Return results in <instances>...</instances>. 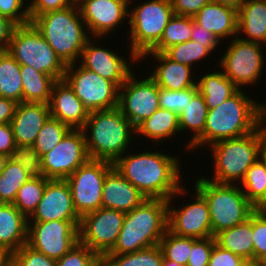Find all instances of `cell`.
<instances>
[{
  "mask_svg": "<svg viewBox=\"0 0 266 266\" xmlns=\"http://www.w3.org/2000/svg\"><path fill=\"white\" fill-rule=\"evenodd\" d=\"M122 155L114 163L113 167L134 187H136L146 199H170L178 192L182 183L181 160L176 156L163 152H137ZM181 183V184H180Z\"/></svg>",
  "mask_w": 266,
  "mask_h": 266,
  "instance_id": "cell-1",
  "label": "cell"
},
{
  "mask_svg": "<svg viewBox=\"0 0 266 266\" xmlns=\"http://www.w3.org/2000/svg\"><path fill=\"white\" fill-rule=\"evenodd\" d=\"M243 91L239 89L219 106L208 110L204 131L190 145V150L245 136L266 120V103L259 104Z\"/></svg>",
  "mask_w": 266,
  "mask_h": 266,
  "instance_id": "cell-2",
  "label": "cell"
},
{
  "mask_svg": "<svg viewBox=\"0 0 266 266\" xmlns=\"http://www.w3.org/2000/svg\"><path fill=\"white\" fill-rule=\"evenodd\" d=\"M82 131L89 158L114 163L130 151L136 127L115 107L90 112Z\"/></svg>",
  "mask_w": 266,
  "mask_h": 266,
  "instance_id": "cell-3",
  "label": "cell"
},
{
  "mask_svg": "<svg viewBox=\"0 0 266 266\" xmlns=\"http://www.w3.org/2000/svg\"><path fill=\"white\" fill-rule=\"evenodd\" d=\"M167 219L168 200H144L125 213L117 242L107 254L121 255L158 245L168 229Z\"/></svg>",
  "mask_w": 266,
  "mask_h": 266,
  "instance_id": "cell-4",
  "label": "cell"
},
{
  "mask_svg": "<svg viewBox=\"0 0 266 266\" xmlns=\"http://www.w3.org/2000/svg\"><path fill=\"white\" fill-rule=\"evenodd\" d=\"M30 22L66 66L79 63L82 50L90 38L79 8L71 5L49 11Z\"/></svg>",
  "mask_w": 266,
  "mask_h": 266,
  "instance_id": "cell-5",
  "label": "cell"
},
{
  "mask_svg": "<svg viewBox=\"0 0 266 266\" xmlns=\"http://www.w3.org/2000/svg\"><path fill=\"white\" fill-rule=\"evenodd\" d=\"M266 120L252 133L239 138L218 141L211 147L213 174L211 180L221 184L238 185L246 171L260 158L266 146ZM236 182V183H235Z\"/></svg>",
  "mask_w": 266,
  "mask_h": 266,
  "instance_id": "cell-6",
  "label": "cell"
},
{
  "mask_svg": "<svg viewBox=\"0 0 266 266\" xmlns=\"http://www.w3.org/2000/svg\"><path fill=\"white\" fill-rule=\"evenodd\" d=\"M202 176V177H201ZM195 189L205 198L211 219L212 237L219 232L245 222L256 208L249 202L238 184H221L207 180L202 174Z\"/></svg>",
  "mask_w": 266,
  "mask_h": 266,
  "instance_id": "cell-7",
  "label": "cell"
},
{
  "mask_svg": "<svg viewBox=\"0 0 266 266\" xmlns=\"http://www.w3.org/2000/svg\"><path fill=\"white\" fill-rule=\"evenodd\" d=\"M130 56L133 61L150 51L161 39L174 12L170 0H146L129 8Z\"/></svg>",
  "mask_w": 266,
  "mask_h": 266,
  "instance_id": "cell-8",
  "label": "cell"
},
{
  "mask_svg": "<svg viewBox=\"0 0 266 266\" xmlns=\"http://www.w3.org/2000/svg\"><path fill=\"white\" fill-rule=\"evenodd\" d=\"M7 51L17 62L32 66L37 72L56 80L64 77L66 65L31 22L16 26Z\"/></svg>",
  "mask_w": 266,
  "mask_h": 266,
  "instance_id": "cell-9",
  "label": "cell"
},
{
  "mask_svg": "<svg viewBox=\"0 0 266 266\" xmlns=\"http://www.w3.org/2000/svg\"><path fill=\"white\" fill-rule=\"evenodd\" d=\"M230 42L218 67L239 89L258 83L262 71H265V55L262 50L265 44L242 40L239 36Z\"/></svg>",
  "mask_w": 266,
  "mask_h": 266,
  "instance_id": "cell-10",
  "label": "cell"
},
{
  "mask_svg": "<svg viewBox=\"0 0 266 266\" xmlns=\"http://www.w3.org/2000/svg\"><path fill=\"white\" fill-rule=\"evenodd\" d=\"M66 66L63 79L73 89L87 111L107 110L118 106L119 87L112 81L84 68L80 63ZM78 67V68H77Z\"/></svg>",
  "mask_w": 266,
  "mask_h": 266,
  "instance_id": "cell-11",
  "label": "cell"
},
{
  "mask_svg": "<svg viewBox=\"0 0 266 266\" xmlns=\"http://www.w3.org/2000/svg\"><path fill=\"white\" fill-rule=\"evenodd\" d=\"M80 220L28 221L27 245L59 260L79 243Z\"/></svg>",
  "mask_w": 266,
  "mask_h": 266,
  "instance_id": "cell-12",
  "label": "cell"
},
{
  "mask_svg": "<svg viewBox=\"0 0 266 266\" xmlns=\"http://www.w3.org/2000/svg\"><path fill=\"white\" fill-rule=\"evenodd\" d=\"M113 168L109 161L89 159L66 179L80 217L102 207L104 180Z\"/></svg>",
  "mask_w": 266,
  "mask_h": 266,
  "instance_id": "cell-13",
  "label": "cell"
},
{
  "mask_svg": "<svg viewBox=\"0 0 266 266\" xmlns=\"http://www.w3.org/2000/svg\"><path fill=\"white\" fill-rule=\"evenodd\" d=\"M124 217V212L103 207L83 215L79 224V242L102 258L115 246Z\"/></svg>",
  "mask_w": 266,
  "mask_h": 266,
  "instance_id": "cell-14",
  "label": "cell"
},
{
  "mask_svg": "<svg viewBox=\"0 0 266 266\" xmlns=\"http://www.w3.org/2000/svg\"><path fill=\"white\" fill-rule=\"evenodd\" d=\"M196 191L194 201L184 204L182 207H173L171 203L174 197L188 194L184 187H180L178 192L168 199V230L176 235L188 238H209L212 237L211 219L208 206L204 196ZM196 195V196H195ZM191 203V204H190Z\"/></svg>",
  "mask_w": 266,
  "mask_h": 266,
  "instance_id": "cell-15",
  "label": "cell"
},
{
  "mask_svg": "<svg viewBox=\"0 0 266 266\" xmlns=\"http://www.w3.org/2000/svg\"><path fill=\"white\" fill-rule=\"evenodd\" d=\"M144 78L133 73L119 88L117 107L135 127L160 108V87L150 76Z\"/></svg>",
  "mask_w": 266,
  "mask_h": 266,
  "instance_id": "cell-16",
  "label": "cell"
},
{
  "mask_svg": "<svg viewBox=\"0 0 266 266\" xmlns=\"http://www.w3.org/2000/svg\"><path fill=\"white\" fill-rule=\"evenodd\" d=\"M42 159L45 178L66 180L90 159L82 129H71Z\"/></svg>",
  "mask_w": 266,
  "mask_h": 266,
  "instance_id": "cell-17",
  "label": "cell"
},
{
  "mask_svg": "<svg viewBox=\"0 0 266 266\" xmlns=\"http://www.w3.org/2000/svg\"><path fill=\"white\" fill-rule=\"evenodd\" d=\"M129 8L120 0H88L79 10L89 36L91 34L99 42V38L114 33L123 21L129 22Z\"/></svg>",
  "mask_w": 266,
  "mask_h": 266,
  "instance_id": "cell-18",
  "label": "cell"
},
{
  "mask_svg": "<svg viewBox=\"0 0 266 266\" xmlns=\"http://www.w3.org/2000/svg\"><path fill=\"white\" fill-rule=\"evenodd\" d=\"M92 40V41H91ZM95 37L90 36L87 40L79 61L84 68H87L101 77L114 82L119 88L133 74L132 65L123 56L104 48L98 44ZM94 43V44H93ZM124 58V59H123ZM130 63V64H129Z\"/></svg>",
  "mask_w": 266,
  "mask_h": 266,
  "instance_id": "cell-19",
  "label": "cell"
},
{
  "mask_svg": "<svg viewBox=\"0 0 266 266\" xmlns=\"http://www.w3.org/2000/svg\"><path fill=\"white\" fill-rule=\"evenodd\" d=\"M81 220L75 210L70 186L66 180L49 179L28 221Z\"/></svg>",
  "mask_w": 266,
  "mask_h": 266,
  "instance_id": "cell-20",
  "label": "cell"
},
{
  "mask_svg": "<svg viewBox=\"0 0 266 266\" xmlns=\"http://www.w3.org/2000/svg\"><path fill=\"white\" fill-rule=\"evenodd\" d=\"M48 105L50 116L71 129H82L89 117V112L64 79L54 83Z\"/></svg>",
  "mask_w": 266,
  "mask_h": 266,
  "instance_id": "cell-21",
  "label": "cell"
},
{
  "mask_svg": "<svg viewBox=\"0 0 266 266\" xmlns=\"http://www.w3.org/2000/svg\"><path fill=\"white\" fill-rule=\"evenodd\" d=\"M50 117L49 105L45 103L20 102L11 120L16 145H30L36 141L43 124Z\"/></svg>",
  "mask_w": 266,
  "mask_h": 266,
  "instance_id": "cell-22",
  "label": "cell"
},
{
  "mask_svg": "<svg viewBox=\"0 0 266 266\" xmlns=\"http://www.w3.org/2000/svg\"><path fill=\"white\" fill-rule=\"evenodd\" d=\"M148 56L153 57L158 64L153 72L150 71L149 76L160 88L181 91L197 87V79L192 77V67L171 60L164 52H146L140 60Z\"/></svg>",
  "mask_w": 266,
  "mask_h": 266,
  "instance_id": "cell-23",
  "label": "cell"
},
{
  "mask_svg": "<svg viewBox=\"0 0 266 266\" xmlns=\"http://www.w3.org/2000/svg\"><path fill=\"white\" fill-rule=\"evenodd\" d=\"M146 197L114 168L106 175L102 191V207L130 212Z\"/></svg>",
  "mask_w": 266,
  "mask_h": 266,
  "instance_id": "cell-24",
  "label": "cell"
},
{
  "mask_svg": "<svg viewBox=\"0 0 266 266\" xmlns=\"http://www.w3.org/2000/svg\"><path fill=\"white\" fill-rule=\"evenodd\" d=\"M194 20L222 40L238 36L237 11L210 1L193 16Z\"/></svg>",
  "mask_w": 266,
  "mask_h": 266,
  "instance_id": "cell-25",
  "label": "cell"
},
{
  "mask_svg": "<svg viewBox=\"0 0 266 266\" xmlns=\"http://www.w3.org/2000/svg\"><path fill=\"white\" fill-rule=\"evenodd\" d=\"M28 219L12 204L0 203V246L8 253L27 244Z\"/></svg>",
  "mask_w": 266,
  "mask_h": 266,
  "instance_id": "cell-26",
  "label": "cell"
},
{
  "mask_svg": "<svg viewBox=\"0 0 266 266\" xmlns=\"http://www.w3.org/2000/svg\"><path fill=\"white\" fill-rule=\"evenodd\" d=\"M238 36L242 40L266 45V0H245L237 12Z\"/></svg>",
  "mask_w": 266,
  "mask_h": 266,
  "instance_id": "cell-27",
  "label": "cell"
},
{
  "mask_svg": "<svg viewBox=\"0 0 266 266\" xmlns=\"http://www.w3.org/2000/svg\"><path fill=\"white\" fill-rule=\"evenodd\" d=\"M214 237L220 247L242 257L247 262L253 261L252 214L245 222L225 229Z\"/></svg>",
  "mask_w": 266,
  "mask_h": 266,
  "instance_id": "cell-28",
  "label": "cell"
},
{
  "mask_svg": "<svg viewBox=\"0 0 266 266\" xmlns=\"http://www.w3.org/2000/svg\"><path fill=\"white\" fill-rule=\"evenodd\" d=\"M136 133V136L143 135L151 141L155 140L156 145L161 144L165 139L180 133L179 117L174 112L159 108L136 127Z\"/></svg>",
  "mask_w": 266,
  "mask_h": 266,
  "instance_id": "cell-29",
  "label": "cell"
},
{
  "mask_svg": "<svg viewBox=\"0 0 266 266\" xmlns=\"http://www.w3.org/2000/svg\"><path fill=\"white\" fill-rule=\"evenodd\" d=\"M197 78L198 90L204 97L208 110L219 106L239 90L220 70L216 72L213 70L210 73L202 74L200 79L198 76Z\"/></svg>",
  "mask_w": 266,
  "mask_h": 266,
  "instance_id": "cell-30",
  "label": "cell"
},
{
  "mask_svg": "<svg viewBox=\"0 0 266 266\" xmlns=\"http://www.w3.org/2000/svg\"><path fill=\"white\" fill-rule=\"evenodd\" d=\"M23 102L48 104L53 85L57 81L54 77L37 72L32 66L20 64Z\"/></svg>",
  "mask_w": 266,
  "mask_h": 266,
  "instance_id": "cell-31",
  "label": "cell"
},
{
  "mask_svg": "<svg viewBox=\"0 0 266 266\" xmlns=\"http://www.w3.org/2000/svg\"><path fill=\"white\" fill-rule=\"evenodd\" d=\"M208 114V107L205 99L198 91L190 103H187L183 111L178 115L180 132H191L192 136L187 142L186 149L190 151V145L203 133L206 118ZM185 130V131H184Z\"/></svg>",
  "mask_w": 266,
  "mask_h": 266,
  "instance_id": "cell-32",
  "label": "cell"
},
{
  "mask_svg": "<svg viewBox=\"0 0 266 266\" xmlns=\"http://www.w3.org/2000/svg\"><path fill=\"white\" fill-rule=\"evenodd\" d=\"M0 97L23 102L20 63L8 51L0 54Z\"/></svg>",
  "mask_w": 266,
  "mask_h": 266,
  "instance_id": "cell-33",
  "label": "cell"
},
{
  "mask_svg": "<svg viewBox=\"0 0 266 266\" xmlns=\"http://www.w3.org/2000/svg\"><path fill=\"white\" fill-rule=\"evenodd\" d=\"M239 185L242 187L243 194L256 209L266 210V169L261 158L246 171Z\"/></svg>",
  "mask_w": 266,
  "mask_h": 266,
  "instance_id": "cell-34",
  "label": "cell"
},
{
  "mask_svg": "<svg viewBox=\"0 0 266 266\" xmlns=\"http://www.w3.org/2000/svg\"><path fill=\"white\" fill-rule=\"evenodd\" d=\"M163 253L158 245L126 254H105L102 266H162Z\"/></svg>",
  "mask_w": 266,
  "mask_h": 266,
  "instance_id": "cell-35",
  "label": "cell"
},
{
  "mask_svg": "<svg viewBox=\"0 0 266 266\" xmlns=\"http://www.w3.org/2000/svg\"><path fill=\"white\" fill-rule=\"evenodd\" d=\"M194 18L173 15L164 29L160 41L148 52H165L168 48L191 40Z\"/></svg>",
  "mask_w": 266,
  "mask_h": 266,
  "instance_id": "cell-36",
  "label": "cell"
},
{
  "mask_svg": "<svg viewBox=\"0 0 266 266\" xmlns=\"http://www.w3.org/2000/svg\"><path fill=\"white\" fill-rule=\"evenodd\" d=\"M31 177V174L9 158L0 174V203L13 204L18 190Z\"/></svg>",
  "mask_w": 266,
  "mask_h": 266,
  "instance_id": "cell-37",
  "label": "cell"
},
{
  "mask_svg": "<svg viewBox=\"0 0 266 266\" xmlns=\"http://www.w3.org/2000/svg\"><path fill=\"white\" fill-rule=\"evenodd\" d=\"M49 179L31 177L17 192L13 205L28 219L35 211Z\"/></svg>",
  "mask_w": 266,
  "mask_h": 266,
  "instance_id": "cell-38",
  "label": "cell"
},
{
  "mask_svg": "<svg viewBox=\"0 0 266 266\" xmlns=\"http://www.w3.org/2000/svg\"><path fill=\"white\" fill-rule=\"evenodd\" d=\"M70 130L69 126L50 116L39 131L33 147L43 156L59 144Z\"/></svg>",
  "mask_w": 266,
  "mask_h": 266,
  "instance_id": "cell-39",
  "label": "cell"
},
{
  "mask_svg": "<svg viewBox=\"0 0 266 266\" xmlns=\"http://www.w3.org/2000/svg\"><path fill=\"white\" fill-rule=\"evenodd\" d=\"M192 245L193 238L176 235L168 229L159 243L163 256L182 266L187 265Z\"/></svg>",
  "mask_w": 266,
  "mask_h": 266,
  "instance_id": "cell-40",
  "label": "cell"
},
{
  "mask_svg": "<svg viewBox=\"0 0 266 266\" xmlns=\"http://www.w3.org/2000/svg\"><path fill=\"white\" fill-rule=\"evenodd\" d=\"M171 60L193 67L195 62L205 59L212 52L194 40H189L168 48L164 52ZM194 63V64H193Z\"/></svg>",
  "mask_w": 266,
  "mask_h": 266,
  "instance_id": "cell-41",
  "label": "cell"
},
{
  "mask_svg": "<svg viewBox=\"0 0 266 266\" xmlns=\"http://www.w3.org/2000/svg\"><path fill=\"white\" fill-rule=\"evenodd\" d=\"M33 177L45 178L42 156L30 145H16L9 157Z\"/></svg>",
  "mask_w": 266,
  "mask_h": 266,
  "instance_id": "cell-42",
  "label": "cell"
},
{
  "mask_svg": "<svg viewBox=\"0 0 266 266\" xmlns=\"http://www.w3.org/2000/svg\"><path fill=\"white\" fill-rule=\"evenodd\" d=\"M253 261L266 262V210L256 209L252 213Z\"/></svg>",
  "mask_w": 266,
  "mask_h": 266,
  "instance_id": "cell-43",
  "label": "cell"
},
{
  "mask_svg": "<svg viewBox=\"0 0 266 266\" xmlns=\"http://www.w3.org/2000/svg\"><path fill=\"white\" fill-rule=\"evenodd\" d=\"M198 87H189L181 91H173L160 88L159 105L162 109H167L179 115L187 103H190L192 97L198 92Z\"/></svg>",
  "mask_w": 266,
  "mask_h": 266,
  "instance_id": "cell-44",
  "label": "cell"
},
{
  "mask_svg": "<svg viewBox=\"0 0 266 266\" xmlns=\"http://www.w3.org/2000/svg\"><path fill=\"white\" fill-rule=\"evenodd\" d=\"M56 266H102V258L79 242L56 261Z\"/></svg>",
  "mask_w": 266,
  "mask_h": 266,
  "instance_id": "cell-45",
  "label": "cell"
},
{
  "mask_svg": "<svg viewBox=\"0 0 266 266\" xmlns=\"http://www.w3.org/2000/svg\"><path fill=\"white\" fill-rule=\"evenodd\" d=\"M10 266H56V260L25 244L10 254Z\"/></svg>",
  "mask_w": 266,
  "mask_h": 266,
  "instance_id": "cell-46",
  "label": "cell"
},
{
  "mask_svg": "<svg viewBox=\"0 0 266 266\" xmlns=\"http://www.w3.org/2000/svg\"><path fill=\"white\" fill-rule=\"evenodd\" d=\"M26 0H0V15L13 21L17 26L30 23L29 4ZM25 6V7H24ZM24 8V9H23Z\"/></svg>",
  "mask_w": 266,
  "mask_h": 266,
  "instance_id": "cell-47",
  "label": "cell"
},
{
  "mask_svg": "<svg viewBox=\"0 0 266 266\" xmlns=\"http://www.w3.org/2000/svg\"><path fill=\"white\" fill-rule=\"evenodd\" d=\"M215 244V237L193 238V245L186 266H208L210 255Z\"/></svg>",
  "mask_w": 266,
  "mask_h": 266,
  "instance_id": "cell-48",
  "label": "cell"
},
{
  "mask_svg": "<svg viewBox=\"0 0 266 266\" xmlns=\"http://www.w3.org/2000/svg\"><path fill=\"white\" fill-rule=\"evenodd\" d=\"M246 262L242 257L231 253L216 243L213 246L208 266H243Z\"/></svg>",
  "mask_w": 266,
  "mask_h": 266,
  "instance_id": "cell-49",
  "label": "cell"
},
{
  "mask_svg": "<svg viewBox=\"0 0 266 266\" xmlns=\"http://www.w3.org/2000/svg\"><path fill=\"white\" fill-rule=\"evenodd\" d=\"M28 4L31 20L40 14L62 10L72 5L70 0H31Z\"/></svg>",
  "mask_w": 266,
  "mask_h": 266,
  "instance_id": "cell-50",
  "label": "cell"
},
{
  "mask_svg": "<svg viewBox=\"0 0 266 266\" xmlns=\"http://www.w3.org/2000/svg\"><path fill=\"white\" fill-rule=\"evenodd\" d=\"M191 40L204 44V47L211 52H214L221 42L212 32L199 25L195 20L192 25Z\"/></svg>",
  "mask_w": 266,
  "mask_h": 266,
  "instance_id": "cell-51",
  "label": "cell"
},
{
  "mask_svg": "<svg viewBox=\"0 0 266 266\" xmlns=\"http://www.w3.org/2000/svg\"><path fill=\"white\" fill-rule=\"evenodd\" d=\"M174 15L191 16L196 15L199 10L211 0H170Z\"/></svg>",
  "mask_w": 266,
  "mask_h": 266,
  "instance_id": "cell-52",
  "label": "cell"
},
{
  "mask_svg": "<svg viewBox=\"0 0 266 266\" xmlns=\"http://www.w3.org/2000/svg\"><path fill=\"white\" fill-rule=\"evenodd\" d=\"M15 146L11 123L0 124V154L10 157Z\"/></svg>",
  "mask_w": 266,
  "mask_h": 266,
  "instance_id": "cell-53",
  "label": "cell"
},
{
  "mask_svg": "<svg viewBox=\"0 0 266 266\" xmlns=\"http://www.w3.org/2000/svg\"><path fill=\"white\" fill-rule=\"evenodd\" d=\"M16 24L0 15V49L7 51Z\"/></svg>",
  "mask_w": 266,
  "mask_h": 266,
  "instance_id": "cell-54",
  "label": "cell"
},
{
  "mask_svg": "<svg viewBox=\"0 0 266 266\" xmlns=\"http://www.w3.org/2000/svg\"><path fill=\"white\" fill-rule=\"evenodd\" d=\"M17 104L13 99L0 97V124L11 123Z\"/></svg>",
  "mask_w": 266,
  "mask_h": 266,
  "instance_id": "cell-55",
  "label": "cell"
},
{
  "mask_svg": "<svg viewBox=\"0 0 266 266\" xmlns=\"http://www.w3.org/2000/svg\"><path fill=\"white\" fill-rule=\"evenodd\" d=\"M211 1H214L223 6L233 8L237 12L239 11L242 4L245 2V0H211Z\"/></svg>",
  "mask_w": 266,
  "mask_h": 266,
  "instance_id": "cell-56",
  "label": "cell"
},
{
  "mask_svg": "<svg viewBox=\"0 0 266 266\" xmlns=\"http://www.w3.org/2000/svg\"><path fill=\"white\" fill-rule=\"evenodd\" d=\"M0 266H10V253L0 246Z\"/></svg>",
  "mask_w": 266,
  "mask_h": 266,
  "instance_id": "cell-57",
  "label": "cell"
},
{
  "mask_svg": "<svg viewBox=\"0 0 266 266\" xmlns=\"http://www.w3.org/2000/svg\"><path fill=\"white\" fill-rule=\"evenodd\" d=\"M9 157L3 154H0V174L2 173L3 169L5 168L6 162L8 161Z\"/></svg>",
  "mask_w": 266,
  "mask_h": 266,
  "instance_id": "cell-58",
  "label": "cell"
},
{
  "mask_svg": "<svg viewBox=\"0 0 266 266\" xmlns=\"http://www.w3.org/2000/svg\"><path fill=\"white\" fill-rule=\"evenodd\" d=\"M162 266H182V265H179V264L176 263V262H173V261L167 260V259L163 256Z\"/></svg>",
  "mask_w": 266,
  "mask_h": 266,
  "instance_id": "cell-59",
  "label": "cell"
},
{
  "mask_svg": "<svg viewBox=\"0 0 266 266\" xmlns=\"http://www.w3.org/2000/svg\"><path fill=\"white\" fill-rule=\"evenodd\" d=\"M71 4L77 8H79L83 3H85L88 0H70Z\"/></svg>",
  "mask_w": 266,
  "mask_h": 266,
  "instance_id": "cell-60",
  "label": "cell"
},
{
  "mask_svg": "<svg viewBox=\"0 0 266 266\" xmlns=\"http://www.w3.org/2000/svg\"><path fill=\"white\" fill-rule=\"evenodd\" d=\"M260 158L264 161L265 169H266V146L263 148V150L260 154Z\"/></svg>",
  "mask_w": 266,
  "mask_h": 266,
  "instance_id": "cell-61",
  "label": "cell"
},
{
  "mask_svg": "<svg viewBox=\"0 0 266 266\" xmlns=\"http://www.w3.org/2000/svg\"><path fill=\"white\" fill-rule=\"evenodd\" d=\"M243 266H263V264L252 261L246 262Z\"/></svg>",
  "mask_w": 266,
  "mask_h": 266,
  "instance_id": "cell-62",
  "label": "cell"
},
{
  "mask_svg": "<svg viewBox=\"0 0 266 266\" xmlns=\"http://www.w3.org/2000/svg\"><path fill=\"white\" fill-rule=\"evenodd\" d=\"M123 3L127 4L128 6H130L129 4L133 1V0H120Z\"/></svg>",
  "mask_w": 266,
  "mask_h": 266,
  "instance_id": "cell-63",
  "label": "cell"
}]
</instances>
